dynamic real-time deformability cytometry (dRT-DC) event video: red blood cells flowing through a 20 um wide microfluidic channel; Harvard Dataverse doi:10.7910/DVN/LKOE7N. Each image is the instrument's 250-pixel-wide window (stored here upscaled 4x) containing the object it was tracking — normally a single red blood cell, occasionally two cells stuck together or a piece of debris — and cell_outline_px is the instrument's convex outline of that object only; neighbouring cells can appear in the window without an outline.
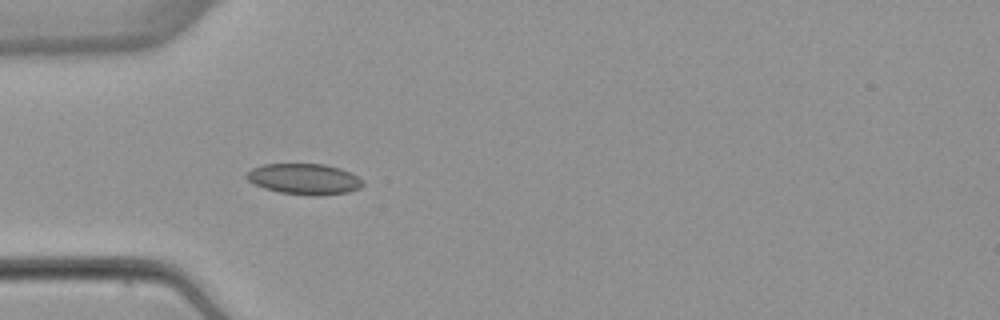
{"species": "common noctule bat (a hibernating species)", "species_latin": "Nyctalus noctula", "temperature_condition": "warm", "stored_images_in_passage": 4, "camera_frame_rate_fps": 3000, "um_per_image_px": 0.085, "animal": {"sex": "female", "body_mass_g": 22.7, "forearm_length_mm": 54.2}, "frame": {"image": 1, "passage_image": 4, "time_ms": 3.667, "image_size_px": [1000, 320], "cell_outline_px": [[364, 184], [360, 188], [348, 192], [316, 196], [280, 192], [264, 188], [248, 180], [244, 176], [252, 168], [264, 164], [324, 164], [340, 168], [352, 172], [364, 180]], "centroid_in_image_um": [25.91, 15.21], "position_along_channel_um": 59.1, "area_um2": 20.92}}